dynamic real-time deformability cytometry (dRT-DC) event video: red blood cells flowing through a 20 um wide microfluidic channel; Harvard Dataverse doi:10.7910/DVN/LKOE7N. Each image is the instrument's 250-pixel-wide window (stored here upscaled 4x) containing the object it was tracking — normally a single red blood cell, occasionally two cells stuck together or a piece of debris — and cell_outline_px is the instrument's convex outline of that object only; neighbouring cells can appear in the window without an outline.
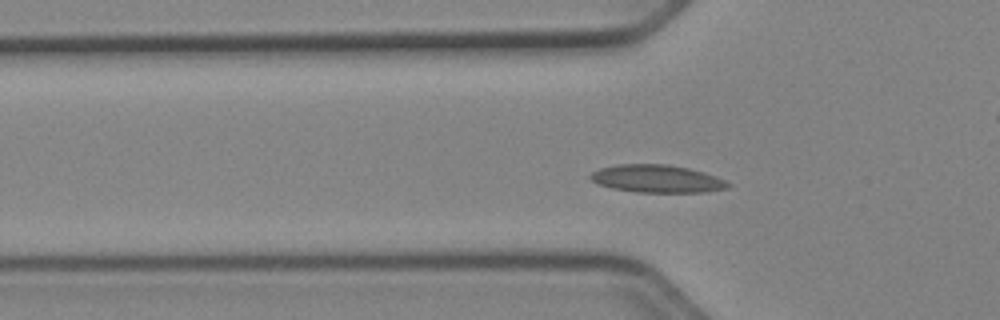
{"species": "Egyptian fruit bat (a non-hibernating species)", "species_latin": "Rousettus aegyptiacus", "temperature_condition": "cold", "stored_images_in_passage": 50, "camera_frame_rate_fps": 3000, "um_per_image_px": 0.085, "animal": {"sex": "female"}, "frame": {"image": 1, "passage_image": 14, "time_ms": 4.333, "image_size_px": [1000, 320], "cell_outline_px": [[732, 184], [728, 188], [704, 192], [636, 192], [612, 188], [596, 184], [588, 176], [592, 172], [600, 168], [616, 164], [668, 164], [688, 168], [704, 172], [716, 176]], "centroid_in_image_um": [55.83, 15.19], "position_along_channel_um": 70.0, "area_um2": 22.31}}
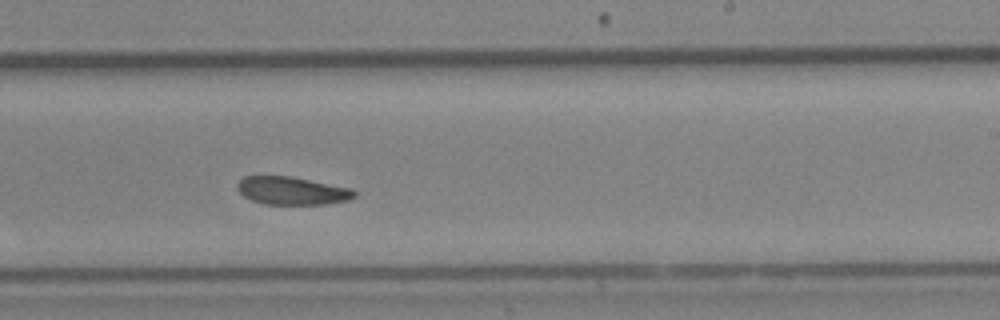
{"frame": {"image": 2, "passage_image": 29, "time_ms": 9.333, "image_size_px": [1000, 320], "cell_outline_px": [[356, 196], [348, 200], [324, 204], [264, 204], [252, 200], [244, 196], [236, 188], [236, 184], [244, 176], [292, 176], [352, 188], [356, 192]], "centroid_in_image_um": [24.82, 16.2], "position_along_channel_um": 264.2, "area_um2": 19.13}}
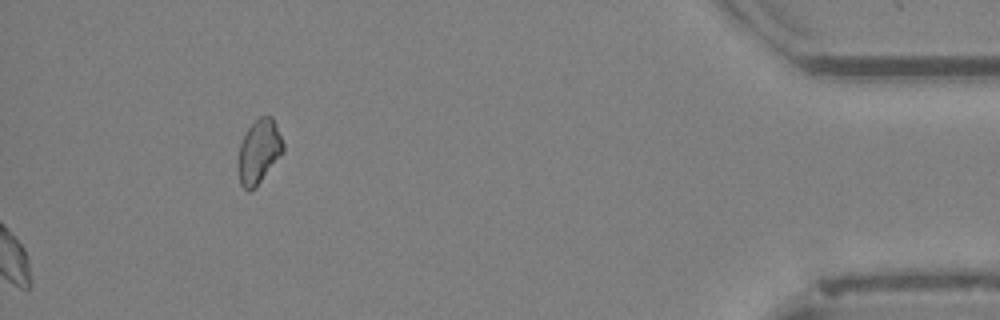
{"frame": {"image": 3, "passage_image": 50, "time_ms": 16.333, "image_size_px": [1000, 320], "cell_outline_px": [[284, 152], [256, 188], [248, 192], [240, 184], [236, 160], [240, 144], [248, 128], [260, 116], [272, 116], [276, 124], [284, 144]], "centroid_in_image_um": [22.0, 12.92], "position_along_channel_um": 413.2, "area_um2": 17.11}, "authors_computed_cell_mechanics": {"area_um2": 20.0277, "velocity_mm_per_s": 3.9022, "shape_relaxation_time_tau1_ms": 3.0228, "shape_relaxation_time_tau2_ms": 4.0652, "deformation_change_tau1": 0.0891, "deformation_change_tau2": 0.0938}}